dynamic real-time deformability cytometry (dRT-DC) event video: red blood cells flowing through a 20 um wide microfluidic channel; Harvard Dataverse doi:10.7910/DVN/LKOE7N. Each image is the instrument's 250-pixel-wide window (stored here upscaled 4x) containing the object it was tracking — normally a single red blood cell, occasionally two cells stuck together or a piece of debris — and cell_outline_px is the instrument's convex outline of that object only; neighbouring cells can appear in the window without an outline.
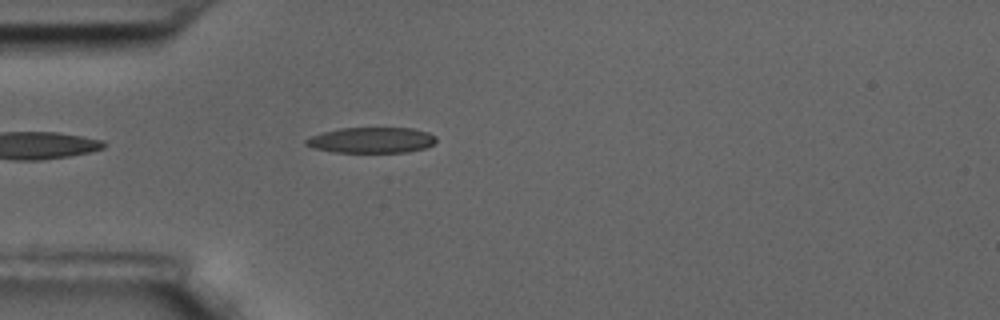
{"species": "common noctule bat (a hibernating species)", "species_latin": "Nyctalus noctula", "temperature_condition": "room temperature", "stored_images_in_passage": 5, "camera_frame_rate_fps": 3000, "um_per_image_px": 0.085, "animal": {"sex": "male", "body_mass_g": 17.5, "forearm_length_mm": 52.3}, "frame": {"image": 1, "passage_image": 1, "time_ms": 0.0, "image_size_px": [1000, 320], "cell_outline_px": [[436, 140], [432, 144], [424, 148], [408, 152], [332, 152], [312, 148], [304, 144], [304, 140], [312, 136], [324, 132], [340, 128], [412, 128], [428, 132], [436, 136]], "centroid_in_image_um": [31.56, 11.91], "position_along_channel_um": 53.4, "area_um2": 19.48}}